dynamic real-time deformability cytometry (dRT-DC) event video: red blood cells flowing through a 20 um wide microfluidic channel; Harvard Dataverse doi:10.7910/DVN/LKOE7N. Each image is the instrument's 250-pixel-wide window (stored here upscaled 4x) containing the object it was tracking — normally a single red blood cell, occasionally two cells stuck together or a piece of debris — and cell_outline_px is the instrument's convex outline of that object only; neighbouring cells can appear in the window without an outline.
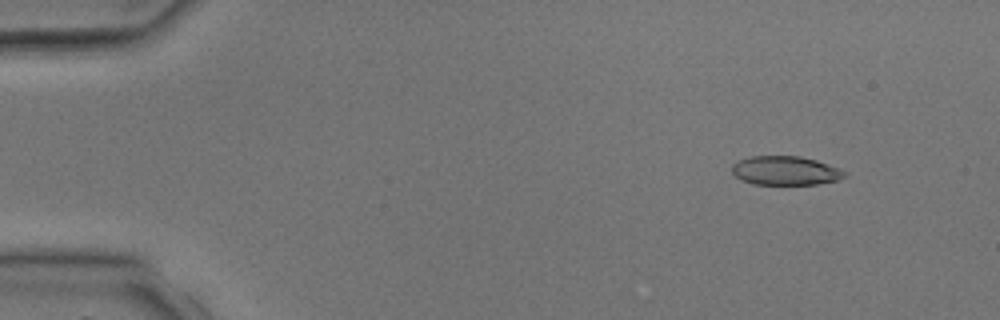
{"species": "common noctule bat (a hibernating species)", "species_latin": "Nyctalus noctula", "temperature_condition": "room temperature", "stored_images_in_passage": 4, "camera_frame_rate_fps": 3000, "um_per_image_px": 0.085, "animal": {"sex": "male", "body_mass_g": 17.9, "forearm_length_mm": 54.2}, "frame": {"image": 1, "passage_image": 2, "time_ms": 1.333, "image_size_px": [1000, 320], "cell_outline_px": [[848, 176], [836, 180], [816, 184], [752, 184], [740, 180], [732, 172], [732, 164], [740, 160], [752, 156], [800, 156], [816, 160], [840, 168], [848, 172]], "centroid_in_image_um": [66.78, 14.5], "position_along_channel_um": 18.2, "area_um2": 19.07}}
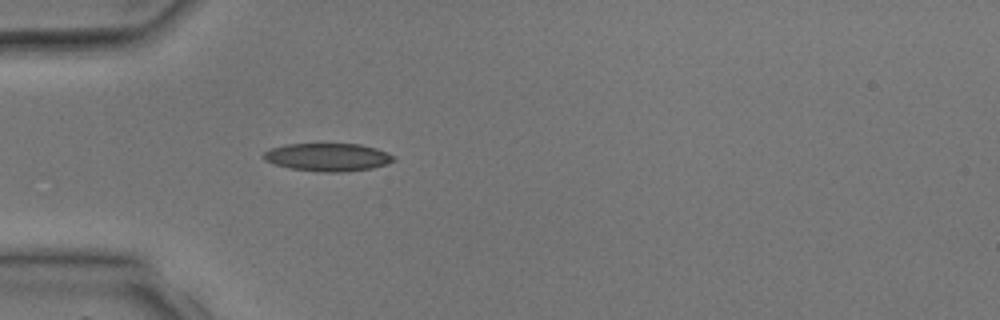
{"frame": {"image": 2, "passage_image": 4, "time_ms": 4.0, "image_size_px": [1000, 320], "cell_outline_px": [[396, 160], [388, 164], [372, 168], [340, 172], [316, 172], [292, 168], [276, 164], [264, 160], [260, 156], [264, 152], [272, 148], [288, 144], [360, 144], [376, 148], [396, 156]], "centroid_in_image_um": [27.89, 13.36], "position_along_channel_um": 57.1, "area_um2": 21.21}}